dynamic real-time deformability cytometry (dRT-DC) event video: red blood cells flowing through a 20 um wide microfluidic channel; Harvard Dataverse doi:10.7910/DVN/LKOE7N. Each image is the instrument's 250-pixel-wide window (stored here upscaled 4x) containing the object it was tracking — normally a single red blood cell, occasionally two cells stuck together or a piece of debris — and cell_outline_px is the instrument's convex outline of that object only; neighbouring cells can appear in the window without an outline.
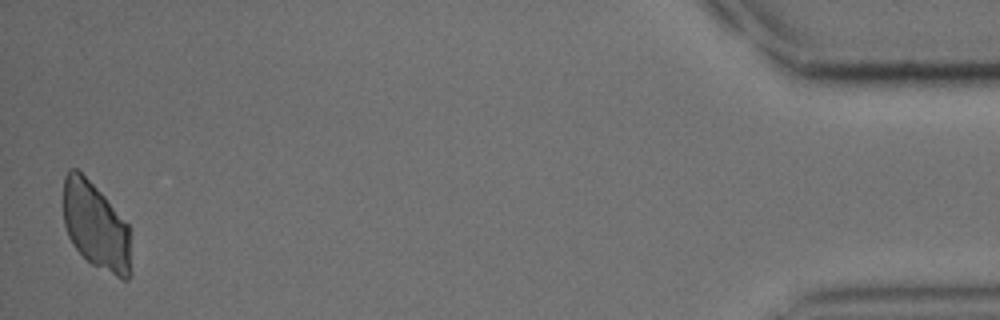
{"species": "common noctule bat (a hibernating species)", "species_latin": "Nyctalus noctula", "temperature_condition": "cold", "stored_images_in_passage": 32, "camera_frame_rate_fps": 3000, "um_per_image_px": 0.085, "animal": {"sex": "male", "body_mass_g": 15.6}, "frame": {"image": 1, "passage_image": 32, "time_ms": 10.333, "image_size_px": [1000, 320], "cell_outline_px": [[132, 272], [128, 280], [124, 280], [92, 264], [72, 244], [68, 236], [64, 224], [64, 176], [68, 168], [76, 168], [104, 196], [132, 228]], "centroid_in_image_um": [8.21, 19.25], "position_along_channel_um": 427.0, "area_um2": 34.85}}